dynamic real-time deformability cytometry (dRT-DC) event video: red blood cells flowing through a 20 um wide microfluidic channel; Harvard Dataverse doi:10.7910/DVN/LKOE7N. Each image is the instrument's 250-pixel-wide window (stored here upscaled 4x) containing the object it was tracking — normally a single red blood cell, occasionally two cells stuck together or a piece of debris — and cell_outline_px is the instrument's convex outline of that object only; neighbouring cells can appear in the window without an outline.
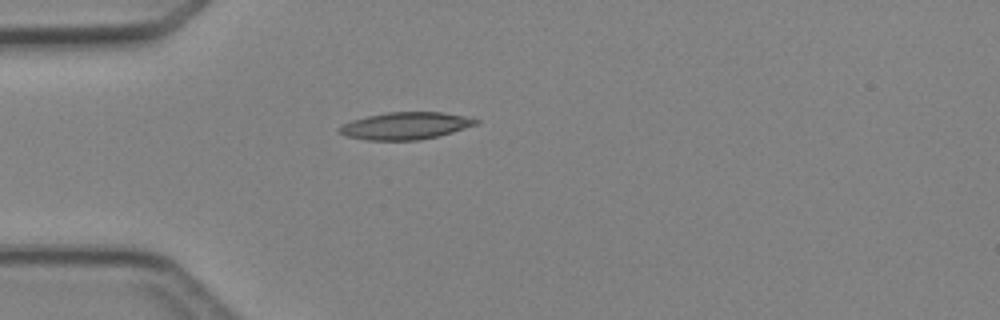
{"species": "Egyptian fruit bat (a non-hibernating species)", "species_latin": "Rousettus aegyptiacus", "temperature_condition": "cold", "stored_images_in_passage": 4, "camera_frame_rate_fps": 3000, "um_per_image_px": 0.085, "animal": {"sex": "female"}, "frame": {"image": 1, "passage_image": 4, "time_ms": 4.333, "image_size_px": [1000, 320], "cell_outline_px": [[480, 120], [476, 124], [440, 136], [420, 140], [368, 140], [344, 136], [340, 132], [340, 128], [344, 124], [352, 120], [368, 116], [388, 112], [440, 112], [464, 116]], "centroid_in_image_um": [34.47, 10.7], "position_along_channel_um": 50.5, "area_um2": 21.39}}